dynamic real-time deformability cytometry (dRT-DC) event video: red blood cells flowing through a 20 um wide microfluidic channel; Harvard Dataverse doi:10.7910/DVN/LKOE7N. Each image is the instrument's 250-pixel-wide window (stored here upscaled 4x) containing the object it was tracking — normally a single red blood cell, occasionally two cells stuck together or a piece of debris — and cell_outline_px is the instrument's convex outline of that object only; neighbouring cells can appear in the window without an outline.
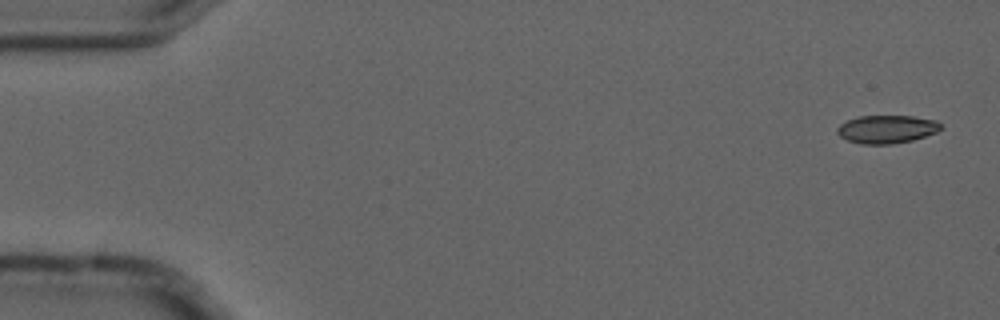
{"species": "common noctule bat (a hibernating species)", "species_latin": "Nyctalus noctula", "temperature_condition": "cold", "stored_images_in_passage": 5, "camera_frame_rate_fps": 3000, "um_per_image_px": 0.085, "animal": {"sex": "male", "forearm_length_mm": 52.5}, "frame": {"image": 1, "passage_image": 1, "time_ms": 0.0, "image_size_px": [1000, 320], "cell_outline_px": [[940, 128], [936, 132], [912, 140], [892, 144], [860, 144], [848, 140], [840, 136], [836, 132], [836, 128], [840, 124], [848, 120], [860, 116], [912, 116], [936, 120], [940, 124]], "centroid_in_image_um": [75.34, 10.98], "position_along_channel_um": 9.7, "area_um2": 16.82}}